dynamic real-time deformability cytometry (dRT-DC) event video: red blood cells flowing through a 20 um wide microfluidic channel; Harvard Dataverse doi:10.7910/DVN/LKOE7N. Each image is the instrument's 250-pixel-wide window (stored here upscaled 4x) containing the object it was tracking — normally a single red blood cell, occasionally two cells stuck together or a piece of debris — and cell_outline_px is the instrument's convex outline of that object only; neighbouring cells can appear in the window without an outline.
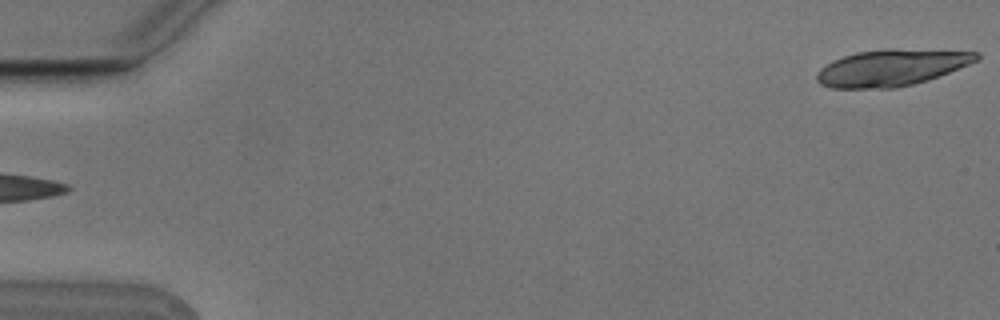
{"species": "Egyptian fruit bat (a non-hibernating species)", "species_latin": "Rousettus aegyptiacus", "temperature_condition": "cold", "stored_images_in_passage": 5, "segment_of_instrument_passage": [2, 2], "camera_frame_rate_fps": 3000, "um_per_image_px": 0.085, "animal": {"sex": "male"}, "frame": {"image": 1, "passage_image": 5, "time_ms": 1.333, "image_size_px": [1000, 320], "cell_outline_px": [[980, 60], [928, 80], [896, 88], [832, 88], [820, 84], [816, 80], [816, 72], [820, 68], [832, 60], [856, 52], [884, 48], [896, 48], [980, 52]], "centroid_in_image_um": [75.77, 5.74], "position_along_channel_um": 9.2, "area_um2": 34.33}}